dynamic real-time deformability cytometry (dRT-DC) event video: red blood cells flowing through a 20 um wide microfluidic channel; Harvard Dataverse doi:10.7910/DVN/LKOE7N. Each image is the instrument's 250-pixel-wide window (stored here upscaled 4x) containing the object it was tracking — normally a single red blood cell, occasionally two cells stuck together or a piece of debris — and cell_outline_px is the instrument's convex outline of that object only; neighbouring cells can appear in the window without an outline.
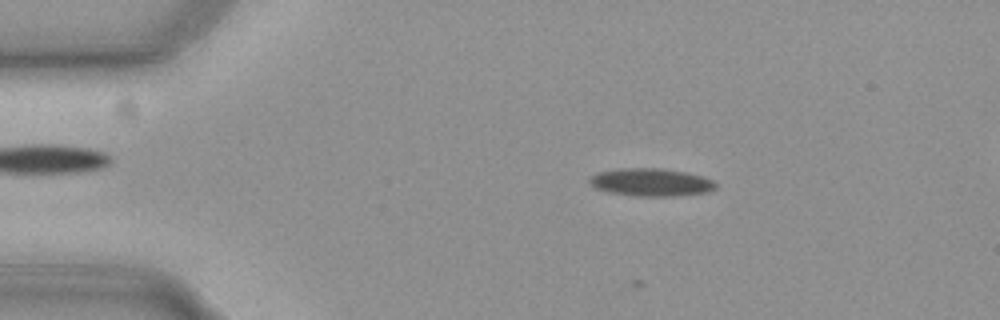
{"species": "common noctule bat (a hibernating species)", "species_latin": "Nyctalus noctula", "temperature_condition": "cold", "stored_images_in_passage": 44, "camera_frame_rate_fps": 3000, "um_per_image_px": 0.085, "animal": {"sex": "female", "body_mass_g": 19.3, "forearm_length_mm": 54.1}, "frame": {"image": 1, "passage_image": 10, "time_ms": 3.0, "image_size_px": [1000, 320], "cell_outline_px": [[716, 188], [708, 192], [676, 196], [636, 196], [608, 192], [596, 188], [588, 184], [588, 176], [596, 172], [620, 168], [660, 168], [684, 172], [704, 176], [712, 180], [716, 184]], "centroid_in_image_um": [55.29, 15.49], "position_along_channel_um": 29.7, "area_um2": 20.69}}
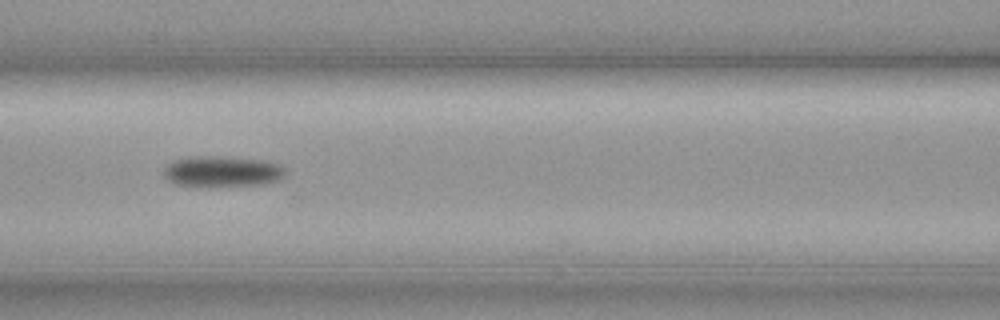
{"frame": {"image": 2, "passage_image": 24, "time_ms": 7.667, "image_size_px": [1000, 320], "cell_outline_px": [[288, 172], [284, 176], [276, 180], [260, 184], [196, 188], [176, 184], [168, 180], [164, 176], [164, 168], [168, 164], [176, 160], [192, 156], [212, 156], [256, 160], [276, 164], [284, 168]], "centroid_in_image_um": [18.81, 14.61], "position_along_channel_um": 147.8, "area_um2": 21.79}}
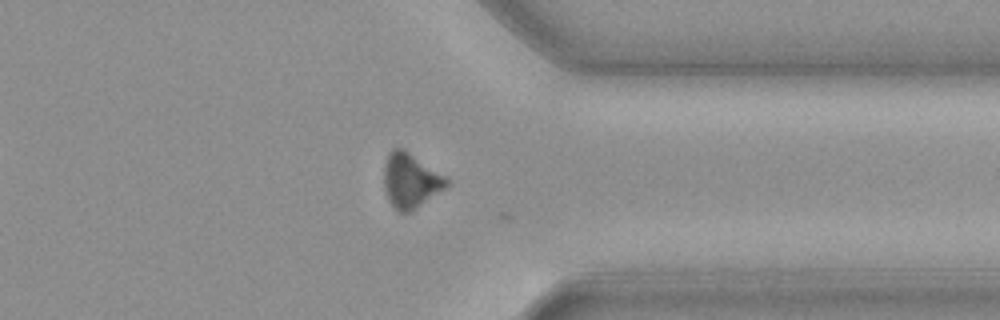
{"frame": {"image": 3, "passage_image": 43, "time_ms": 14.0, "image_size_px": [1000, 320], "cell_outline_px": [[448, 184], [444, 188], [408, 212], [400, 212], [388, 200], [384, 188], [384, 164], [388, 152], [392, 148], [404, 148], [444, 176], [448, 180]], "centroid_in_image_um": [34.84, 15.3], "position_along_channel_um": 376.6, "area_um2": 19.42}}